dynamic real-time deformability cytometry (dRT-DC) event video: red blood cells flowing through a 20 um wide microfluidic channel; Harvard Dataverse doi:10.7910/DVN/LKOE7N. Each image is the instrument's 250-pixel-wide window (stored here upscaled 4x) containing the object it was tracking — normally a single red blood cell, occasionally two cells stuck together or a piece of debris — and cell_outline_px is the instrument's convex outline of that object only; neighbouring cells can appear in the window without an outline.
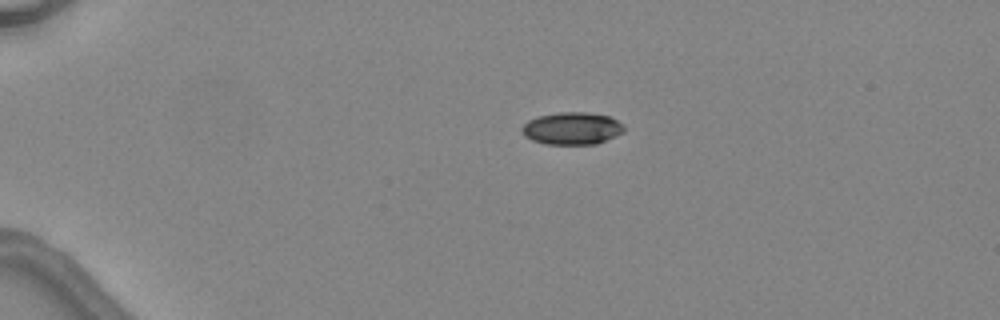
{"species": "common noctule bat (a hibernating species)", "species_latin": "Nyctalus noctula", "temperature_condition": "warm", "stored_images_in_passage": 3, "camera_frame_rate_fps": 3000, "um_per_image_px": 0.085, "animal": {"sex": "female", "body_mass_g": 24.6, "forearm_length_mm": 56.2}, "frame": {"image": 1, "passage_image": 1, "time_ms": 0.0, "image_size_px": [1000, 320], "cell_outline_px": [[624, 132], [616, 136], [596, 144], [544, 144], [532, 140], [524, 136], [520, 132], [520, 128], [528, 120], [536, 116], [560, 112], [588, 112], [608, 116], [624, 124]], "centroid_in_image_um": [48.59, 10.91], "position_along_channel_um": 36.4, "area_um2": 19.48}}
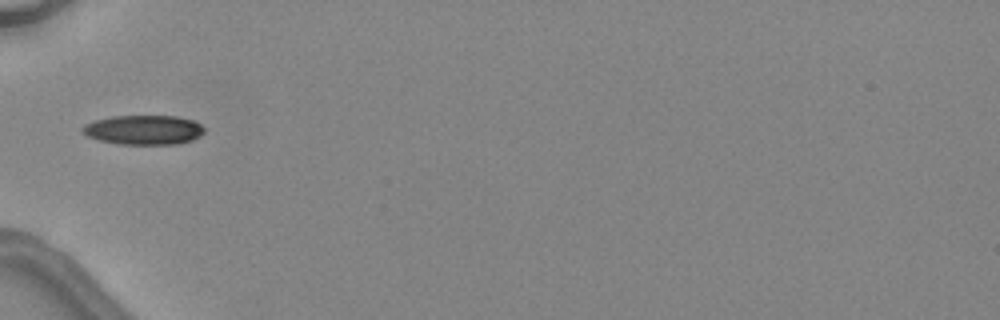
{"frame": {"image": 2, "passage_image": 3, "time_ms": 2.333, "image_size_px": [1000, 320], "cell_outline_px": [[204, 132], [200, 136], [192, 140], [176, 144], [116, 144], [100, 140], [88, 136], [80, 128], [84, 124], [96, 120], [112, 116], [176, 116], [196, 120], [204, 128]], "centroid_in_image_um": [12.24, 11.03], "position_along_channel_um": 72.8, "area_um2": 20.98}}